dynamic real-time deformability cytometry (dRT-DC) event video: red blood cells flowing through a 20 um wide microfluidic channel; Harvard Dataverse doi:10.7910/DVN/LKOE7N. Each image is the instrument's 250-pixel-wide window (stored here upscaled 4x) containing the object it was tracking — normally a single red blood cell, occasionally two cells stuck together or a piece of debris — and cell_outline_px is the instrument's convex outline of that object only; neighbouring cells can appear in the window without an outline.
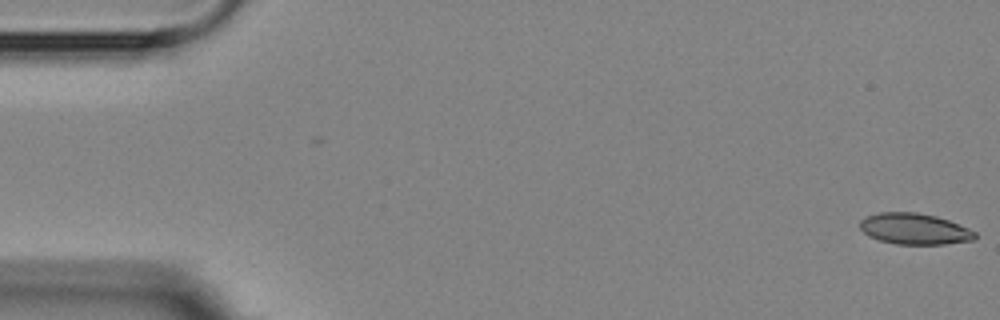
{"species": "Egyptian fruit bat (a non-hibernating species)", "species_latin": "Rousettus aegyptiacus", "temperature_condition": "room temperature", "stored_images_in_passage": 6, "camera_frame_rate_fps": 3000, "um_per_image_px": 0.085, "animal": {"sex": "female"}, "frame": {"image": 1, "passage_image": 1, "time_ms": 0.0, "image_size_px": [1000, 320], "cell_outline_px": [[976, 236], [972, 240], [944, 244], [896, 244], [880, 240], [868, 236], [860, 228], [860, 220], [868, 216], [880, 212], [916, 212], [936, 216], [948, 220], [968, 228], [976, 232]], "centroid_in_image_um": [77.72, 19.45], "position_along_channel_um": 7.3, "area_um2": 20.69}}
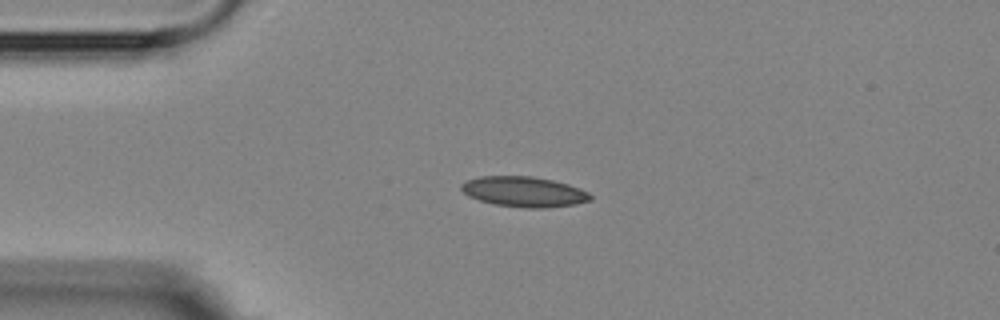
{"frame": {"image": 2, "passage_image": 4, "time_ms": 4.0, "image_size_px": [1000, 320], "cell_outline_px": [[592, 200], [576, 204], [544, 208], [528, 208], [496, 204], [480, 200], [468, 196], [460, 188], [460, 184], [464, 180], [480, 176], [532, 176], [552, 180], [568, 184], [580, 188], [588, 192], [592, 196]], "centroid_in_image_um": [44.53, 16.29], "position_along_channel_um": 40.5, "area_um2": 22.83}}
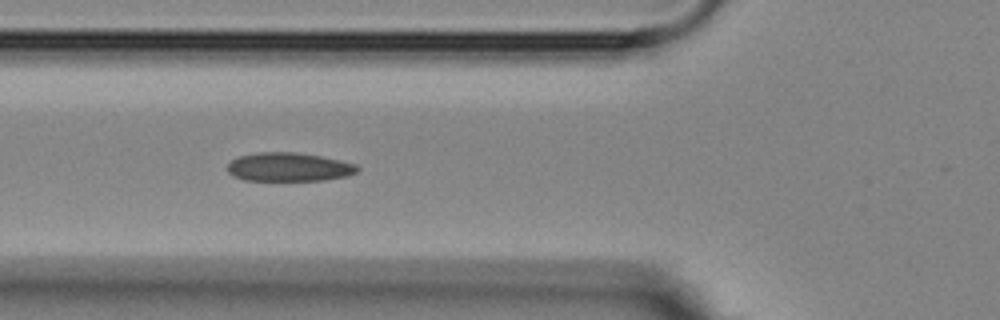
{"frame": {"image": 3, "passage_image": 6, "time_ms": 6.333, "image_size_px": [1000, 320], "cell_outline_px": [[360, 168], [356, 172], [348, 176], [324, 180], [244, 180], [232, 176], [228, 172], [228, 164], [232, 160], [240, 156], [260, 152], [296, 152], [320, 156], [340, 160], [356, 164]], "centroid_in_image_um": [24.56, 14.2], "position_along_channel_um": 101.2, "area_um2": 21.68}}